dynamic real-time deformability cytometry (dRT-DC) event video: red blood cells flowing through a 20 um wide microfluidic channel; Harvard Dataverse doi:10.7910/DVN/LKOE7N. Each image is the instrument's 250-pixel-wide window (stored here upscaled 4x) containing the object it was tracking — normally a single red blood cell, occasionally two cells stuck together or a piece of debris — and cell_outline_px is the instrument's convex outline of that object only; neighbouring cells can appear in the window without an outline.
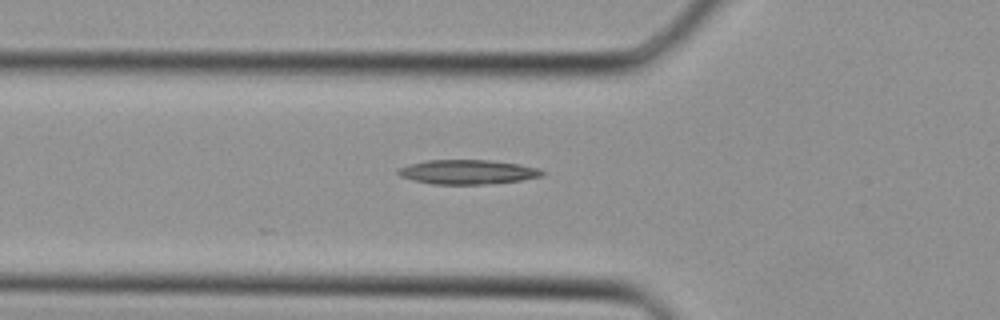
{"species": "Egyptian fruit bat (a non-hibernating species)", "species_latin": "Rousettus aegyptiacus", "temperature_condition": "cold", "stored_images_in_passage": 30, "camera_frame_rate_fps": 3000, "um_per_image_px": 0.085, "animal": {"sex": "female"}, "frame": {"image": 1, "passage_image": 8, "time_ms": 2.333, "image_size_px": [1000, 320], "cell_outline_px": [[548, 172], [544, 176], [520, 180], [484, 184], [432, 184], [400, 176], [396, 172], [396, 168], [408, 164], [428, 160], [488, 160], [520, 164], [536, 168]], "centroid_in_image_um": [39.75, 14.61], "position_along_channel_um": 86.1, "area_um2": 20.46}}
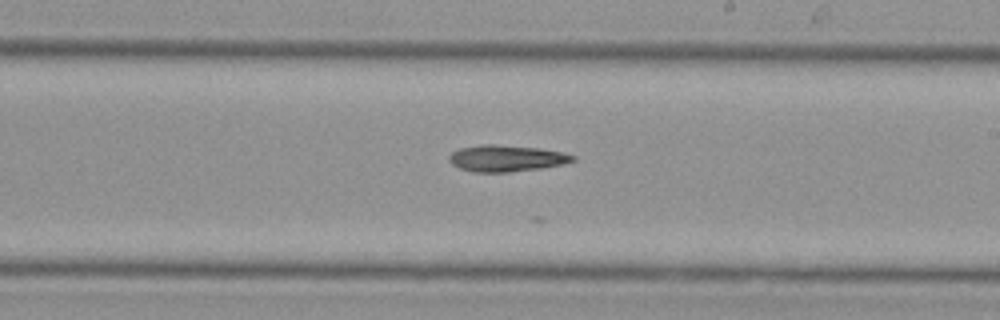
{"frame": {"image": 2, "passage_image": 17, "time_ms": 5.333, "image_size_px": [1000, 320], "cell_outline_px": [[576, 160], [564, 164], [540, 168], [508, 172], [472, 172], [460, 168], [452, 164], [448, 160], [448, 156], [452, 152], [460, 148], [480, 144], [496, 144], [540, 148], [564, 152], [576, 156]], "centroid_in_image_um": [43.05, 13.45], "position_along_channel_um": 246.0, "area_um2": 19.25}}
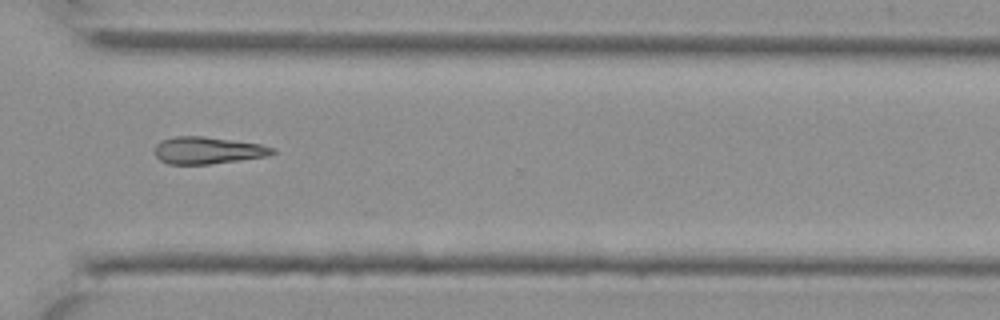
{"frame": {"image": 3, "passage_image": 23, "time_ms": 7.333, "image_size_px": [1000, 320], "cell_outline_px": [[276, 152], [268, 156], [208, 164], [168, 164], [160, 160], [156, 156], [156, 144], [160, 140], [176, 136], [204, 136], [260, 144], [276, 148]], "centroid_in_image_um": [17.66, 12.77], "position_along_channel_um": 352.9, "area_um2": 18.5}}